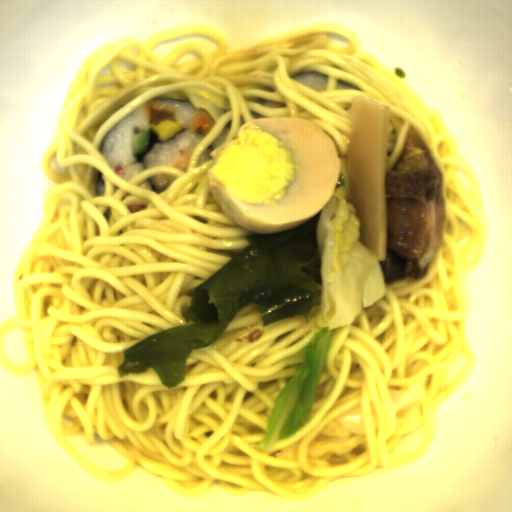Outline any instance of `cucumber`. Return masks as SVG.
I'll return each instance as SVG.
<instances>
[{
    "mask_svg": "<svg viewBox=\"0 0 512 512\" xmlns=\"http://www.w3.org/2000/svg\"><path fill=\"white\" fill-rule=\"evenodd\" d=\"M150 136L148 129L131 134V149L134 155H141L147 150Z\"/></svg>",
    "mask_w": 512,
    "mask_h": 512,
    "instance_id": "obj_1",
    "label": "cucumber"
}]
</instances>
